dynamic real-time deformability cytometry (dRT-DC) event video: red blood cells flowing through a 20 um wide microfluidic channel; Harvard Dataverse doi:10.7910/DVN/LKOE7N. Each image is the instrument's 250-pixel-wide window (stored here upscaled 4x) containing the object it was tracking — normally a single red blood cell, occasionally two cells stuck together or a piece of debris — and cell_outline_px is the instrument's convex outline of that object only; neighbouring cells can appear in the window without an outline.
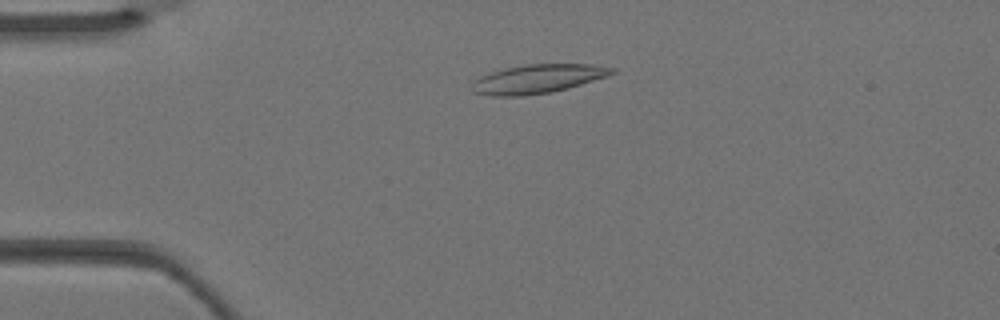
{"species": "Egyptian fruit bat (a non-hibernating species)", "species_latin": "Rousettus aegyptiacus", "temperature_condition": "warm", "stored_images_in_passage": 3, "camera_frame_rate_fps": 3000, "um_per_image_px": 0.085, "animal": {"sex": "female"}, "frame": {"image": 1, "passage_image": 2, "time_ms": 0.333, "image_size_px": [1000, 320], "cell_outline_px": [[616, 72], [608, 76], [568, 88], [552, 92], [520, 96], [492, 96], [472, 92], [472, 88], [476, 80], [480, 76], [504, 68], [524, 64], [592, 64], [616, 68]], "centroid_in_image_um": [45.74, 6.7], "position_along_channel_um": 39.3, "area_um2": 23.52}}
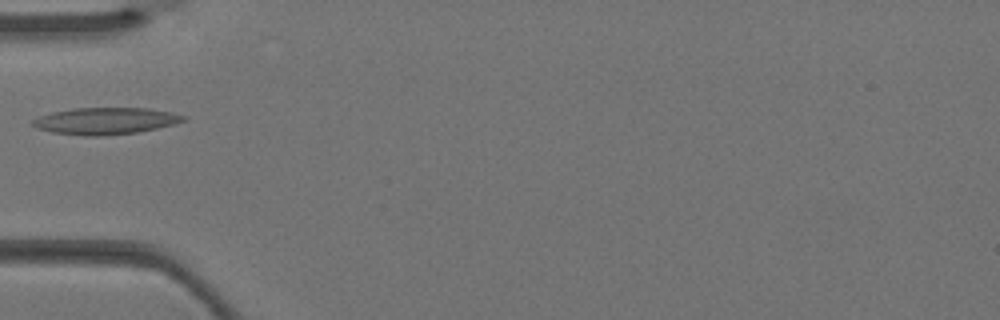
{"frame": {"image": 2, "passage_image": 3, "time_ms": 0.667, "image_size_px": [1000, 320], "cell_outline_px": [[188, 120], [176, 124], [136, 132], [104, 136], [84, 136], [52, 132], [36, 128], [28, 124], [32, 120], [40, 116], [52, 112], [72, 108], [148, 108], [172, 112], [188, 116]], "centroid_in_image_um": [8.98, 10.28], "position_along_channel_um": 76.0, "area_um2": 23.81}}